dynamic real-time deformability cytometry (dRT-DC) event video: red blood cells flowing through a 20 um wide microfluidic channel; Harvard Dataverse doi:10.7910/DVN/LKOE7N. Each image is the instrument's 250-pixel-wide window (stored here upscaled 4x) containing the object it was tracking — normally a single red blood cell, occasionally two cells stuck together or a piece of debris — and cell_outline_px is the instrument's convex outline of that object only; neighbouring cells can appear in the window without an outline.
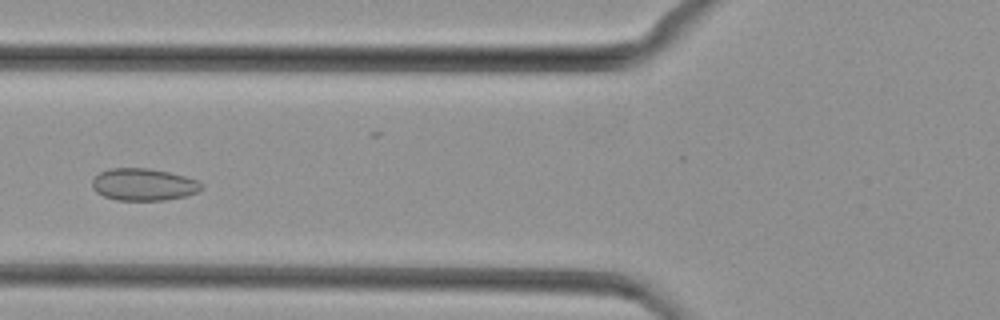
{"species": "common noctule bat (a hibernating species)", "species_latin": "Nyctalus noctula", "temperature_condition": "cold", "stored_images_in_passage": 45, "camera_frame_rate_fps": 3000, "um_per_image_px": 0.085, "animal": {"sex": "female", "body_mass_g": 29.2, "forearm_length_mm": 56.3}, "frame": {"image": 1, "passage_image": 15, "time_ms": 4.667, "image_size_px": [1000, 320], "cell_outline_px": [[204, 188], [200, 192], [184, 196], [164, 200], [116, 200], [104, 196], [96, 192], [92, 188], [92, 180], [100, 172], [108, 168], [148, 168], [168, 172], [200, 180], [204, 184]], "centroid_in_image_um": [12.24, 15.68], "position_along_channel_um": 113.6, "area_um2": 20.69}}
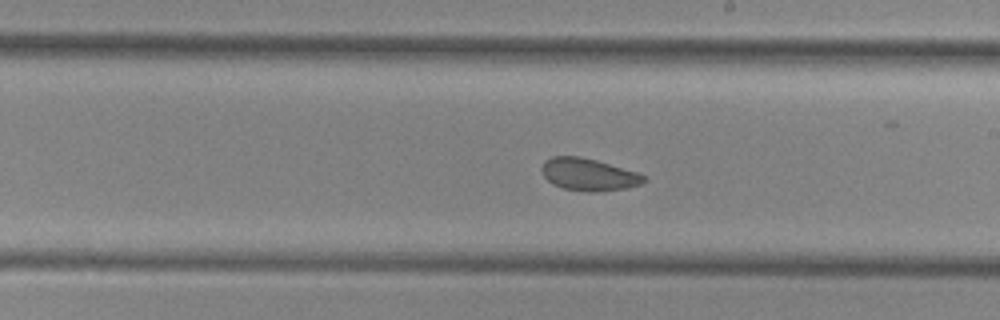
{"frame": {"image": 2, "passage_image": 24, "time_ms": 7.667, "image_size_px": [1000, 320], "cell_outline_px": [[648, 180], [640, 184], [628, 188], [592, 192], [588, 192], [564, 188], [552, 184], [544, 176], [540, 168], [544, 160], [552, 156], [580, 156], [596, 160], [636, 172], [648, 176]], "centroid_in_image_um": [50.03, 14.83], "position_along_channel_um": 239.0, "area_um2": 19.31}}
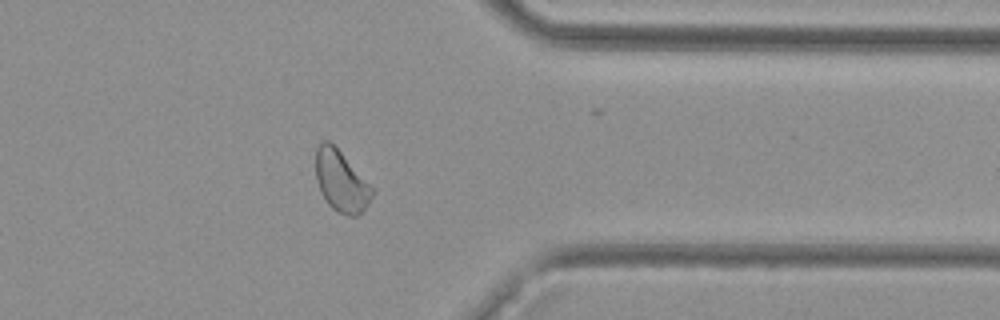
{"frame": {"image": 3, "passage_image": 35, "time_ms": 11.333, "image_size_px": [1000, 320], "cell_outline_px": [[376, 192], [368, 204], [356, 216], [348, 216], [336, 212], [328, 204], [320, 192], [316, 180], [316, 148], [320, 140], [328, 140], [340, 152]], "centroid_in_image_um": [28.97, 15.42], "position_along_channel_um": 382.4, "area_um2": 19.88}}